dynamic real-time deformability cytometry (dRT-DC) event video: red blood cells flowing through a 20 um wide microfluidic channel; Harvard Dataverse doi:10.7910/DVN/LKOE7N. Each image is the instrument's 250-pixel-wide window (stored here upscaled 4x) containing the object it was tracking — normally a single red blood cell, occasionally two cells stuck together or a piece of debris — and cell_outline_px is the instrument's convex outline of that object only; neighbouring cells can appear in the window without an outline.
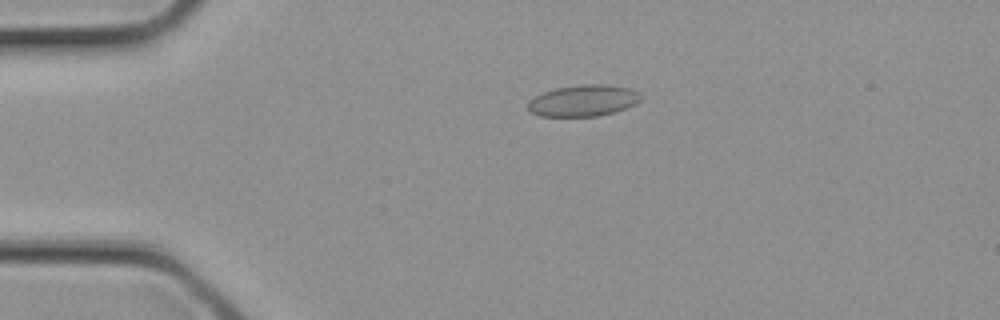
{"species": "common noctule bat (a hibernating species)", "species_latin": "Nyctalus noctula", "temperature_condition": "cold", "stored_images_in_passage": 1, "camera_frame_rate_fps": 3000, "um_per_image_px": 0.085, "animal": {"sex": "female", "body_mass_g": 21.9}, "frame": {"image": 1, "passage_image": 1, "time_ms": 0.0, "image_size_px": [1000, 320], "cell_outline_px": [[640, 100], [636, 104], [616, 112], [596, 116], [540, 116], [528, 112], [528, 100], [544, 92], [556, 88], [584, 84], [604, 84], [628, 88], [636, 92], [640, 96]], "centroid_in_image_um": [49.55, 8.56], "position_along_channel_um": 35.5, "area_um2": 20.58}}